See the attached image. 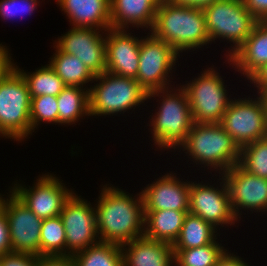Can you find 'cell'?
Wrapping results in <instances>:
<instances>
[{
    "label": "cell",
    "mask_w": 267,
    "mask_h": 266,
    "mask_svg": "<svg viewBox=\"0 0 267 266\" xmlns=\"http://www.w3.org/2000/svg\"><path fill=\"white\" fill-rule=\"evenodd\" d=\"M144 236L153 240L173 244L182 229L186 211H144Z\"/></svg>",
    "instance_id": "603a6c76"
},
{
    "label": "cell",
    "mask_w": 267,
    "mask_h": 266,
    "mask_svg": "<svg viewBox=\"0 0 267 266\" xmlns=\"http://www.w3.org/2000/svg\"><path fill=\"white\" fill-rule=\"evenodd\" d=\"M238 164L247 172L267 179V137L244 145Z\"/></svg>",
    "instance_id": "4dcf8cb0"
},
{
    "label": "cell",
    "mask_w": 267,
    "mask_h": 266,
    "mask_svg": "<svg viewBox=\"0 0 267 266\" xmlns=\"http://www.w3.org/2000/svg\"><path fill=\"white\" fill-rule=\"evenodd\" d=\"M27 82L31 98L43 95L58 96L66 87L49 64L36 68L33 72H27L16 65Z\"/></svg>",
    "instance_id": "4316f807"
},
{
    "label": "cell",
    "mask_w": 267,
    "mask_h": 266,
    "mask_svg": "<svg viewBox=\"0 0 267 266\" xmlns=\"http://www.w3.org/2000/svg\"><path fill=\"white\" fill-rule=\"evenodd\" d=\"M213 243L185 250H173L174 266H216L219 259L227 251L218 241Z\"/></svg>",
    "instance_id": "f1b7e54d"
},
{
    "label": "cell",
    "mask_w": 267,
    "mask_h": 266,
    "mask_svg": "<svg viewBox=\"0 0 267 266\" xmlns=\"http://www.w3.org/2000/svg\"><path fill=\"white\" fill-rule=\"evenodd\" d=\"M173 4L193 6L203 8L211 3H214L219 0H167Z\"/></svg>",
    "instance_id": "60d3db41"
},
{
    "label": "cell",
    "mask_w": 267,
    "mask_h": 266,
    "mask_svg": "<svg viewBox=\"0 0 267 266\" xmlns=\"http://www.w3.org/2000/svg\"><path fill=\"white\" fill-rule=\"evenodd\" d=\"M253 88H257V93L267 94V63L255 72L248 81Z\"/></svg>",
    "instance_id": "74e56055"
},
{
    "label": "cell",
    "mask_w": 267,
    "mask_h": 266,
    "mask_svg": "<svg viewBox=\"0 0 267 266\" xmlns=\"http://www.w3.org/2000/svg\"><path fill=\"white\" fill-rule=\"evenodd\" d=\"M221 175L229 191L233 213L239 221L242 214L246 215L243 212L246 210L247 214L254 212L267 216V179L247 172L239 164Z\"/></svg>",
    "instance_id": "5bb4252c"
},
{
    "label": "cell",
    "mask_w": 267,
    "mask_h": 266,
    "mask_svg": "<svg viewBox=\"0 0 267 266\" xmlns=\"http://www.w3.org/2000/svg\"><path fill=\"white\" fill-rule=\"evenodd\" d=\"M154 98L159 102L157 107L154 106L155 113L150 115L151 118L148 117L150 120L147 126L151 127L148 131L151 132L152 137L150 140H153V145L161 153L163 150L176 153V149L186 140L194 124L187 94L180 85L176 84V87L148 93L147 103Z\"/></svg>",
    "instance_id": "7a4b0ae2"
},
{
    "label": "cell",
    "mask_w": 267,
    "mask_h": 266,
    "mask_svg": "<svg viewBox=\"0 0 267 266\" xmlns=\"http://www.w3.org/2000/svg\"><path fill=\"white\" fill-rule=\"evenodd\" d=\"M93 205L75 192L65 202L60 217L65 228L66 255H73L100 242Z\"/></svg>",
    "instance_id": "4fadbf2b"
},
{
    "label": "cell",
    "mask_w": 267,
    "mask_h": 266,
    "mask_svg": "<svg viewBox=\"0 0 267 266\" xmlns=\"http://www.w3.org/2000/svg\"><path fill=\"white\" fill-rule=\"evenodd\" d=\"M11 252L9 227L3 209L0 211V256Z\"/></svg>",
    "instance_id": "8d00e7d4"
},
{
    "label": "cell",
    "mask_w": 267,
    "mask_h": 266,
    "mask_svg": "<svg viewBox=\"0 0 267 266\" xmlns=\"http://www.w3.org/2000/svg\"><path fill=\"white\" fill-rule=\"evenodd\" d=\"M76 266H123L121 245L99 242L72 255Z\"/></svg>",
    "instance_id": "83f0119b"
},
{
    "label": "cell",
    "mask_w": 267,
    "mask_h": 266,
    "mask_svg": "<svg viewBox=\"0 0 267 266\" xmlns=\"http://www.w3.org/2000/svg\"><path fill=\"white\" fill-rule=\"evenodd\" d=\"M132 29L109 28L106 35V72L136 78L139 67L140 41ZM130 32V33H129Z\"/></svg>",
    "instance_id": "ac0fdd59"
},
{
    "label": "cell",
    "mask_w": 267,
    "mask_h": 266,
    "mask_svg": "<svg viewBox=\"0 0 267 266\" xmlns=\"http://www.w3.org/2000/svg\"><path fill=\"white\" fill-rule=\"evenodd\" d=\"M201 217L187 213L182 229L176 241L172 244L173 250H185L202 247L220 239V231Z\"/></svg>",
    "instance_id": "484cf974"
},
{
    "label": "cell",
    "mask_w": 267,
    "mask_h": 266,
    "mask_svg": "<svg viewBox=\"0 0 267 266\" xmlns=\"http://www.w3.org/2000/svg\"><path fill=\"white\" fill-rule=\"evenodd\" d=\"M58 124V102L57 96L43 95L31 98L30 123L31 135L40 124ZM39 126V127H38Z\"/></svg>",
    "instance_id": "1f68e13d"
},
{
    "label": "cell",
    "mask_w": 267,
    "mask_h": 266,
    "mask_svg": "<svg viewBox=\"0 0 267 266\" xmlns=\"http://www.w3.org/2000/svg\"><path fill=\"white\" fill-rule=\"evenodd\" d=\"M225 62L248 80L267 63V26L258 21L249 37Z\"/></svg>",
    "instance_id": "d6986e66"
},
{
    "label": "cell",
    "mask_w": 267,
    "mask_h": 266,
    "mask_svg": "<svg viewBox=\"0 0 267 266\" xmlns=\"http://www.w3.org/2000/svg\"><path fill=\"white\" fill-rule=\"evenodd\" d=\"M0 266H38V256L19 252L6 253L0 256Z\"/></svg>",
    "instance_id": "836d02e7"
},
{
    "label": "cell",
    "mask_w": 267,
    "mask_h": 266,
    "mask_svg": "<svg viewBox=\"0 0 267 266\" xmlns=\"http://www.w3.org/2000/svg\"><path fill=\"white\" fill-rule=\"evenodd\" d=\"M53 48L55 51L47 63H49L50 67L56 72L64 84L66 86L90 89L95 76L81 60L76 56L62 52L54 43Z\"/></svg>",
    "instance_id": "cb8c5ba5"
},
{
    "label": "cell",
    "mask_w": 267,
    "mask_h": 266,
    "mask_svg": "<svg viewBox=\"0 0 267 266\" xmlns=\"http://www.w3.org/2000/svg\"><path fill=\"white\" fill-rule=\"evenodd\" d=\"M41 3L40 0H0V18L2 21L9 18L13 21L18 16H31Z\"/></svg>",
    "instance_id": "d6a6232c"
},
{
    "label": "cell",
    "mask_w": 267,
    "mask_h": 266,
    "mask_svg": "<svg viewBox=\"0 0 267 266\" xmlns=\"http://www.w3.org/2000/svg\"><path fill=\"white\" fill-rule=\"evenodd\" d=\"M164 174L141 190L144 211L177 210L189 213L191 181L180 179L175 171Z\"/></svg>",
    "instance_id": "e0dca14e"
},
{
    "label": "cell",
    "mask_w": 267,
    "mask_h": 266,
    "mask_svg": "<svg viewBox=\"0 0 267 266\" xmlns=\"http://www.w3.org/2000/svg\"><path fill=\"white\" fill-rule=\"evenodd\" d=\"M89 89V113L95 116H117L135 111L148 101L146 90L131 77L108 72L95 76ZM96 83V84H95Z\"/></svg>",
    "instance_id": "5b68a950"
},
{
    "label": "cell",
    "mask_w": 267,
    "mask_h": 266,
    "mask_svg": "<svg viewBox=\"0 0 267 266\" xmlns=\"http://www.w3.org/2000/svg\"><path fill=\"white\" fill-rule=\"evenodd\" d=\"M150 32L171 45L179 54L181 53V56L183 52H193L211 45L206 17L200 7L161 0L156 11L154 26Z\"/></svg>",
    "instance_id": "3957f363"
},
{
    "label": "cell",
    "mask_w": 267,
    "mask_h": 266,
    "mask_svg": "<svg viewBox=\"0 0 267 266\" xmlns=\"http://www.w3.org/2000/svg\"><path fill=\"white\" fill-rule=\"evenodd\" d=\"M260 22L264 24L265 26H267V14L266 16H264V18Z\"/></svg>",
    "instance_id": "7bdbcfd3"
},
{
    "label": "cell",
    "mask_w": 267,
    "mask_h": 266,
    "mask_svg": "<svg viewBox=\"0 0 267 266\" xmlns=\"http://www.w3.org/2000/svg\"><path fill=\"white\" fill-rule=\"evenodd\" d=\"M30 108L27 82L15 68L0 79V137L21 143L30 138Z\"/></svg>",
    "instance_id": "52a82bcc"
},
{
    "label": "cell",
    "mask_w": 267,
    "mask_h": 266,
    "mask_svg": "<svg viewBox=\"0 0 267 266\" xmlns=\"http://www.w3.org/2000/svg\"><path fill=\"white\" fill-rule=\"evenodd\" d=\"M123 266H174L172 245L145 236L121 245Z\"/></svg>",
    "instance_id": "7402d4cb"
},
{
    "label": "cell",
    "mask_w": 267,
    "mask_h": 266,
    "mask_svg": "<svg viewBox=\"0 0 267 266\" xmlns=\"http://www.w3.org/2000/svg\"><path fill=\"white\" fill-rule=\"evenodd\" d=\"M106 31L71 27L54 41L67 54L76 56L94 76L106 72Z\"/></svg>",
    "instance_id": "2e32d148"
},
{
    "label": "cell",
    "mask_w": 267,
    "mask_h": 266,
    "mask_svg": "<svg viewBox=\"0 0 267 266\" xmlns=\"http://www.w3.org/2000/svg\"><path fill=\"white\" fill-rule=\"evenodd\" d=\"M37 177L29 188L20 180L19 183L13 182L9 189L42 220L60 216L65 202L75 190L65 186L61 177L54 173H43Z\"/></svg>",
    "instance_id": "8fae6325"
},
{
    "label": "cell",
    "mask_w": 267,
    "mask_h": 266,
    "mask_svg": "<svg viewBox=\"0 0 267 266\" xmlns=\"http://www.w3.org/2000/svg\"><path fill=\"white\" fill-rule=\"evenodd\" d=\"M217 180L212 185V180L207 182L191 181L189 213L201 217L207 223H210L217 230L229 225L236 227L240 221L233 213L229 191L222 175H218ZM219 182V184H218ZM211 184V185H210ZM216 185V187H215ZM220 226V227H219Z\"/></svg>",
    "instance_id": "7c38bea8"
},
{
    "label": "cell",
    "mask_w": 267,
    "mask_h": 266,
    "mask_svg": "<svg viewBox=\"0 0 267 266\" xmlns=\"http://www.w3.org/2000/svg\"><path fill=\"white\" fill-rule=\"evenodd\" d=\"M160 2L161 0H110L111 28L136 27L137 30L143 28L145 32H150Z\"/></svg>",
    "instance_id": "ffe728a7"
},
{
    "label": "cell",
    "mask_w": 267,
    "mask_h": 266,
    "mask_svg": "<svg viewBox=\"0 0 267 266\" xmlns=\"http://www.w3.org/2000/svg\"><path fill=\"white\" fill-rule=\"evenodd\" d=\"M255 93L232 98L220 122L240 148L267 137V94Z\"/></svg>",
    "instance_id": "9c48e42d"
},
{
    "label": "cell",
    "mask_w": 267,
    "mask_h": 266,
    "mask_svg": "<svg viewBox=\"0 0 267 266\" xmlns=\"http://www.w3.org/2000/svg\"><path fill=\"white\" fill-rule=\"evenodd\" d=\"M66 255V235L60 216L43 219L40 233V256Z\"/></svg>",
    "instance_id": "f546056e"
},
{
    "label": "cell",
    "mask_w": 267,
    "mask_h": 266,
    "mask_svg": "<svg viewBox=\"0 0 267 266\" xmlns=\"http://www.w3.org/2000/svg\"><path fill=\"white\" fill-rule=\"evenodd\" d=\"M3 211L7 218L11 252L40 256V233L43 220L37 217L8 189Z\"/></svg>",
    "instance_id": "9a60e30c"
},
{
    "label": "cell",
    "mask_w": 267,
    "mask_h": 266,
    "mask_svg": "<svg viewBox=\"0 0 267 266\" xmlns=\"http://www.w3.org/2000/svg\"><path fill=\"white\" fill-rule=\"evenodd\" d=\"M0 43V79L8 76L15 68L16 63H14L13 58L11 57L10 48L5 44ZM10 52V53H9Z\"/></svg>",
    "instance_id": "e575fe53"
},
{
    "label": "cell",
    "mask_w": 267,
    "mask_h": 266,
    "mask_svg": "<svg viewBox=\"0 0 267 266\" xmlns=\"http://www.w3.org/2000/svg\"><path fill=\"white\" fill-rule=\"evenodd\" d=\"M7 194L0 193V211L2 210L4 199L6 198Z\"/></svg>",
    "instance_id": "b9f144b4"
},
{
    "label": "cell",
    "mask_w": 267,
    "mask_h": 266,
    "mask_svg": "<svg viewBox=\"0 0 267 266\" xmlns=\"http://www.w3.org/2000/svg\"><path fill=\"white\" fill-rule=\"evenodd\" d=\"M217 70L212 64L198 73V77L182 85L180 83L187 94L194 123H220L232 99L228 95L226 88L229 87L225 85L224 76Z\"/></svg>",
    "instance_id": "ba28073f"
},
{
    "label": "cell",
    "mask_w": 267,
    "mask_h": 266,
    "mask_svg": "<svg viewBox=\"0 0 267 266\" xmlns=\"http://www.w3.org/2000/svg\"><path fill=\"white\" fill-rule=\"evenodd\" d=\"M71 27L111 28L110 0H55Z\"/></svg>",
    "instance_id": "44dd1931"
},
{
    "label": "cell",
    "mask_w": 267,
    "mask_h": 266,
    "mask_svg": "<svg viewBox=\"0 0 267 266\" xmlns=\"http://www.w3.org/2000/svg\"><path fill=\"white\" fill-rule=\"evenodd\" d=\"M210 44L217 39L230 43L225 58L231 56L249 37L257 19L245 9L243 0H219L203 8ZM216 40V41H215ZM226 40V41H225Z\"/></svg>",
    "instance_id": "8992f818"
},
{
    "label": "cell",
    "mask_w": 267,
    "mask_h": 266,
    "mask_svg": "<svg viewBox=\"0 0 267 266\" xmlns=\"http://www.w3.org/2000/svg\"><path fill=\"white\" fill-rule=\"evenodd\" d=\"M244 258L237 256L235 252L227 250L219 259L216 266H251Z\"/></svg>",
    "instance_id": "ab89813d"
},
{
    "label": "cell",
    "mask_w": 267,
    "mask_h": 266,
    "mask_svg": "<svg viewBox=\"0 0 267 266\" xmlns=\"http://www.w3.org/2000/svg\"><path fill=\"white\" fill-rule=\"evenodd\" d=\"M243 4L257 21H261L267 14V0H243Z\"/></svg>",
    "instance_id": "f35d334b"
},
{
    "label": "cell",
    "mask_w": 267,
    "mask_h": 266,
    "mask_svg": "<svg viewBox=\"0 0 267 266\" xmlns=\"http://www.w3.org/2000/svg\"><path fill=\"white\" fill-rule=\"evenodd\" d=\"M105 183L101 186L95 210L100 242L123 245L144 236L145 213L141 193Z\"/></svg>",
    "instance_id": "6da1fadb"
},
{
    "label": "cell",
    "mask_w": 267,
    "mask_h": 266,
    "mask_svg": "<svg viewBox=\"0 0 267 266\" xmlns=\"http://www.w3.org/2000/svg\"><path fill=\"white\" fill-rule=\"evenodd\" d=\"M58 125L69 126L89 118V89L66 86L57 96ZM87 116V117H86ZM86 117V118H83Z\"/></svg>",
    "instance_id": "d4e9b609"
},
{
    "label": "cell",
    "mask_w": 267,
    "mask_h": 266,
    "mask_svg": "<svg viewBox=\"0 0 267 266\" xmlns=\"http://www.w3.org/2000/svg\"><path fill=\"white\" fill-rule=\"evenodd\" d=\"M38 266H76L72 255L38 256Z\"/></svg>",
    "instance_id": "d590c367"
},
{
    "label": "cell",
    "mask_w": 267,
    "mask_h": 266,
    "mask_svg": "<svg viewBox=\"0 0 267 266\" xmlns=\"http://www.w3.org/2000/svg\"><path fill=\"white\" fill-rule=\"evenodd\" d=\"M178 150H182L191 163L193 161L194 167L195 164L200 165L204 171L205 168L209 170V174L215 171L216 177V173L221 175L237 165L241 152V148L220 123H194Z\"/></svg>",
    "instance_id": "277c9868"
},
{
    "label": "cell",
    "mask_w": 267,
    "mask_h": 266,
    "mask_svg": "<svg viewBox=\"0 0 267 266\" xmlns=\"http://www.w3.org/2000/svg\"><path fill=\"white\" fill-rule=\"evenodd\" d=\"M145 34L140 41L139 67L135 80L147 93L175 86L173 73L176 71L175 65H180L178 59L181 55L151 32Z\"/></svg>",
    "instance_id": "30bf717a"
}]
</instances>
